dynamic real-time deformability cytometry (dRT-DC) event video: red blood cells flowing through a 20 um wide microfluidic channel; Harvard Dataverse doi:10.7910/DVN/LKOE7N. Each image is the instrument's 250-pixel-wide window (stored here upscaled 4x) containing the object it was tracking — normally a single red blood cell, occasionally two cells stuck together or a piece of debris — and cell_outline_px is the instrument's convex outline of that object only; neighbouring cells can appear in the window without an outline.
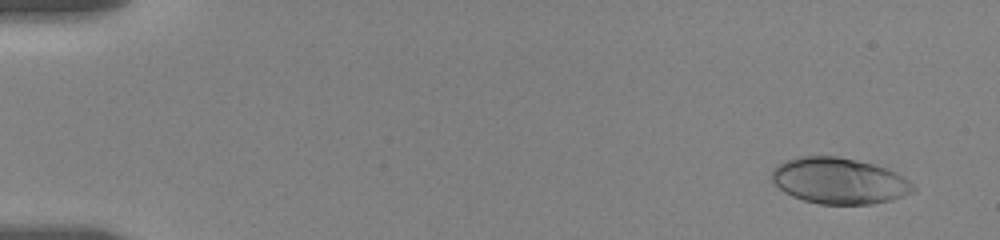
{"species": "human", "species_latin": "Homo sapiens", "temperature_condition": "room temperature", "stored_images_in_passage": 43, "camera_frame_rate_fps": 3000, "um_per_image_px": 0.085, "donor": {"sex": "female"}, "frame": {"image": 1, "passage_image": 2, "time_ms": 0.667, "image_size_px": [1000, 240], "cell_outline_px": [[916, 188], [912, 192], [888, 200], [872, 204], [820, 204], [804, 200], [792, 196], [784, 192], [772, 180], [772, 168], [784, 160], [800, 156], [836, 156], [876, 164], [888, 168], [904, 176]], "centroid_in_image_um": [71.31, 15.35], "position_along_channel_um": 13.7, "area_um2": 37.97}}
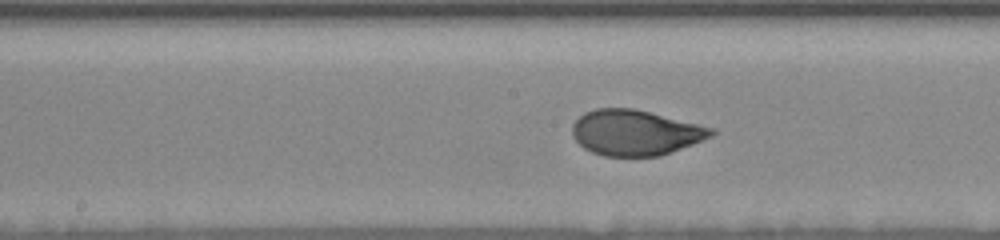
{"frame": {"image": 2, "passage_image": 24, "time_ms": 9.667, "image_size_px": [1000, 240], "cell_outline_px": [[716, 132], [712, 136], [672, 152], [660, 156], [604, 156], [592, 152], [584, 148], [572, 136], [572, 124], [584, 112], [596, 108], [632, 108], [716, 128]], "centroid_in_image_um": [54.0, 11.27], "position_along_channel_um": 194.2, "area_um2": 36.82}}
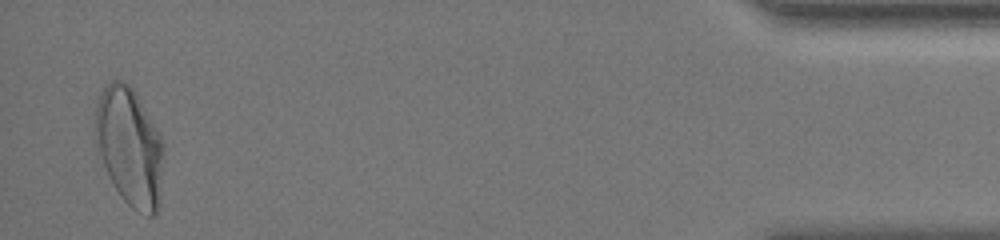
{"frame": {"image": 3, "passage_image": 43, "time_ms": 18.333, "image_size_px": [1000, 240], "cell_outline_px": [[164, 144], [160, 208], [152, 216], [148, 216], [132, 208], [120, 196], [112, 184], [104, 164], [100, 152], [96, 124], [96, 104], [100, 92], [112, 80], [120, 80], [128, 84], [136, 92], [160, 132]], "centroid_in_image_um": [11.08, 12.49], "position_along_channel_um": 424.1, "area_um2": 47.05}, "authors_computed_cell_mechanics": {"area_um2": 37.3966, "velocity_mm_per_s": 3.4947, "shape_relaxation_time_tau1_ms": 4.9958, "shape_relaxation_time_tau2_ms": null, "deformation_change_tau1": 0.1972, "deformation_change_tau2": null}}